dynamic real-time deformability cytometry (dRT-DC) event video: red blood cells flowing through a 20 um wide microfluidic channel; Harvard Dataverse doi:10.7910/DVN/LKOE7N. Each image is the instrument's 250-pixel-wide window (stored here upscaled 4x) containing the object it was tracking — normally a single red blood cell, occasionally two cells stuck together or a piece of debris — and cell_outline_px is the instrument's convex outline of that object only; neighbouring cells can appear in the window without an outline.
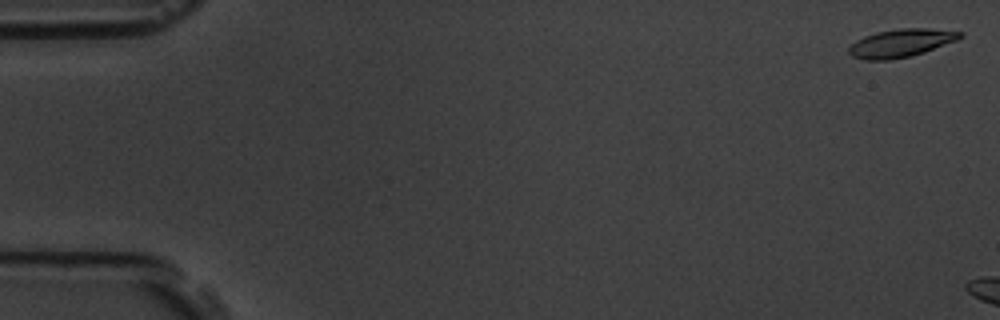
{"species": "common noctule bat (a hibernating species)", "species_latin": "Nyctalus noctula", "temperature_condition": "room temperature", "stored_images_in_passage": 3, "camera_frame_rate_fps": 3000, "um_per_image_px": 0.085, "animal": {"sex": "male", "body_mass_g": 19.5, "forearm_length_mm": 54.6}, "frame": {"image": 1, "passage_image": 1, "time_ms": 0.0, "image_size_px": [1000, 320], "cell_outline_px": [[964, 36], [956, 40], [924, 52], [908, 56], [888, 60], [864, 60], [852, 56], [848, 52], [848, 48], [856, 40], [864, 36], [876, 32], [900, 28], [924, 28], [964, 32]], "centroid_in_image_um": [76.56, 3.65], "position_along_channel_um": 8.4, "area_um2": 18.03}}